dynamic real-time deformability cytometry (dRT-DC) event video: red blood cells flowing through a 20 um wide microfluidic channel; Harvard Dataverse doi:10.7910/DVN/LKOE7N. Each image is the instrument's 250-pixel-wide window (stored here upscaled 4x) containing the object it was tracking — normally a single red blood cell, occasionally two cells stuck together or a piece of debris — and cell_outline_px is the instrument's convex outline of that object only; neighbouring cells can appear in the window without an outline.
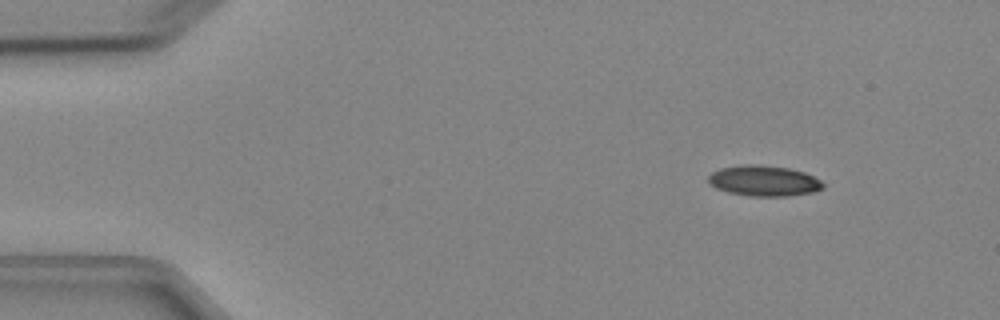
{"species": "Egyptian fruit bat (a non-hibernating species)", "species_latin": "Rousettus aegyptiacus", "temperature_condition": "cold", "stored_images_in_passage": 7, "camera_frame_rate_fps": 3000, "um_per_image_px": 0.085, "animal": {"sex": "female"}, "frame": {"image": 1, "passage_image": 1, "time_ms": 0.0, "image_size_px": [1000, 320], "cell_outline_px": [[824, 188], [812, 192], [788, 196], [752, 196], [728, 192], [716, 188], [708, 180], [708, 176], [712, 172], [720, 168], [740, 164], [760, 164], [788, 168], [804, 172], [820, 180], [824, 184]], "centroid_in_image_um": [64.92, 15.36], "position_along_channel_um": 20.1, "area_um2": 20.46}}
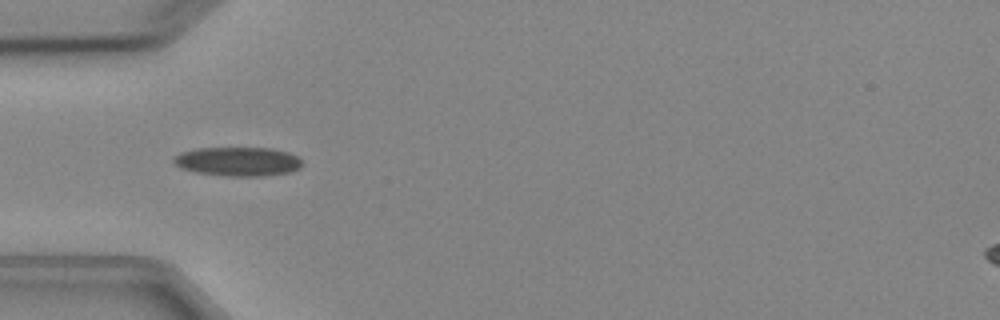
{"frame": {"image": 2, "passage_image": 4, "time_ms": 3.333, "image_size_px": [1000, 320], "cell_outline_px": [[304, 164], [300, 168], [292, 172], [264, 176], [228, 176], [196, 172], [180, 168], [172, 160], [172, 156], [180, 152], [196, 148], [272, 148], [288, 152], [296, 156]], "centroid_in_image_um": [20.22, 13.73], "position_along_channel_um": 64.8, "area_um2": 21.96}}
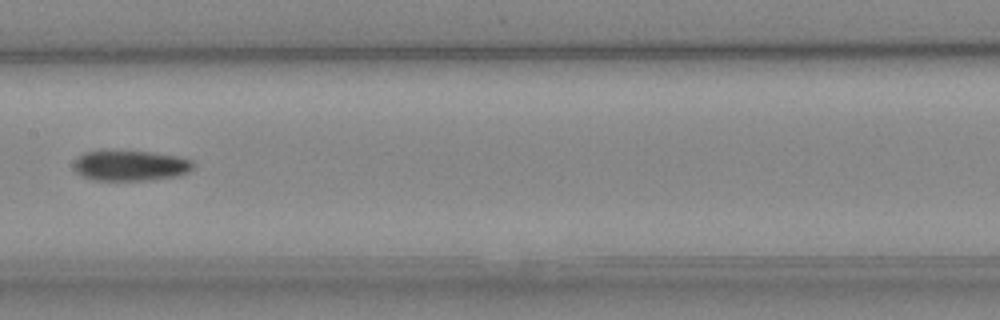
{"frame": {"image": 3, "passage_image": 7, "time_ms": 6.667, "image_size_px": [1000, 320], "cell_outline_px": [[196, 164], [188, 172], [180, 176], [148, 180], [92, 180], [80, 176], [72, 168], [72, 164], [76, 156], [84, 152], [104, 148], [112, 148], [152, 152], [180, 156], [192, 160]], "centroid_in_image_um": [11.01, 14.03], "position_along_channel_um": 196.4, "area_um2": 22.48}}